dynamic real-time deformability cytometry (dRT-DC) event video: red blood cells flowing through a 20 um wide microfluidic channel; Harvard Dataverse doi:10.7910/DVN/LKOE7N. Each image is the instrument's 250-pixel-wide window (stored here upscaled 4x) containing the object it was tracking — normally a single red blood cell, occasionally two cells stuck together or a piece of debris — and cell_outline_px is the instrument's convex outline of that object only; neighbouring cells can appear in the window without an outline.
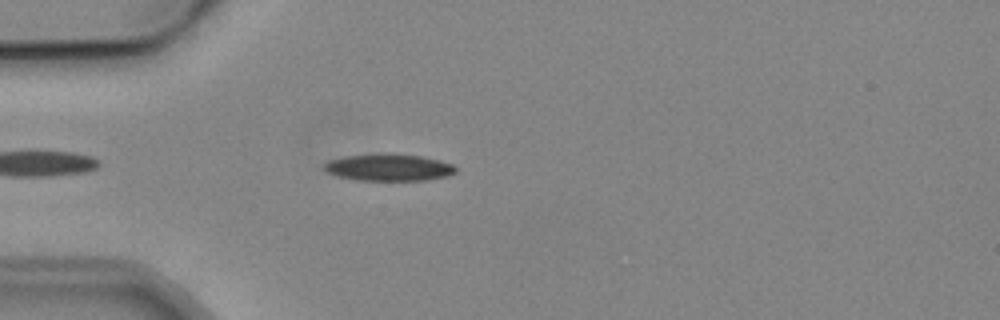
{"species": "common noctule bat (a hibernating species)", "species_latin": "Nyctalus noctula", "temperature_condition": "cold", "stored_images_in_passage": 3, "camera_frame_rate_fps": 3000, "um_per_image_px": 0.085, "animal": {"sex": "male", "body_mass_g": 19.2, "forearm_length_mm": 51.8}, "frame": {"image": 1, "passage_image": 3, "time_ms": 2.333, "image_size_px": [1000, 320], "cell_outline_px": [[456, 172], [448, 176], [424, 180], [360, 180], [340, 176], [328, 172], [324, 168], [324, 164], [328, 160], [344, 156], [420, 156], [452, 164], [456, 168]], "centroid_in_image_um": [33.06, 14.27], "position_along_channel_um": 51.9, "area_um2": 19.48}}